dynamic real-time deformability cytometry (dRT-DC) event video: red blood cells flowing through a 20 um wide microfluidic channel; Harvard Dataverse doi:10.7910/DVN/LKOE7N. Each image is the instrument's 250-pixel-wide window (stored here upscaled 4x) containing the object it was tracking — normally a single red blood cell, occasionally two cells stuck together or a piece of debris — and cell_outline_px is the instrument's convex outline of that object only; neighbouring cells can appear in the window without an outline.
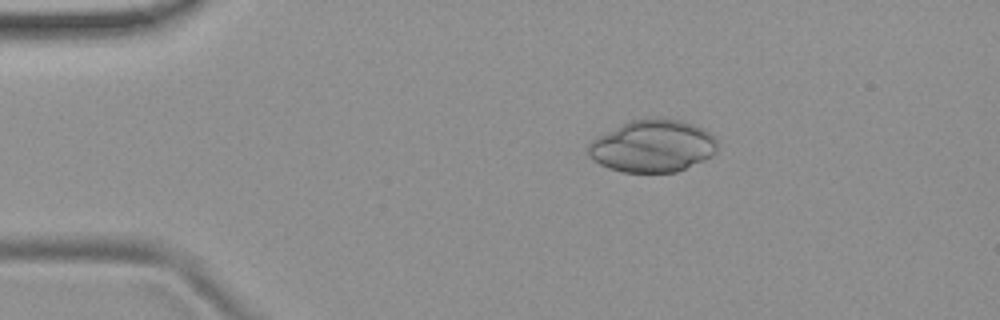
{"species": "common noctule bat (a hibernating species)", "species_latin": "Nyctalus noctula", "temperature_condition": "room temperature", "stored_images_in_passage": 53, "camera_frame_rate_fps": 3000, "um_per_image_px": 0.085, "animal": {"sex": "female", "body_mass_g": 19.9}, "frame": {"image": 1, "passage_image": 10, "time_ms": 3.0, "image_size_px": [1000, 320], "cell_outline_px": [[716, 152], [712, 156], [676, 172], [624, 172], [608, 168], [592, 160], [588, 156], [588, 144], [592, 140], [632, 120], [680, 120], [704, 128], [716, 140]], "centroid_in_image_um": [55.47, 12.45], "position_along_channel_um": 29.5, "area_um2": 38.49}}